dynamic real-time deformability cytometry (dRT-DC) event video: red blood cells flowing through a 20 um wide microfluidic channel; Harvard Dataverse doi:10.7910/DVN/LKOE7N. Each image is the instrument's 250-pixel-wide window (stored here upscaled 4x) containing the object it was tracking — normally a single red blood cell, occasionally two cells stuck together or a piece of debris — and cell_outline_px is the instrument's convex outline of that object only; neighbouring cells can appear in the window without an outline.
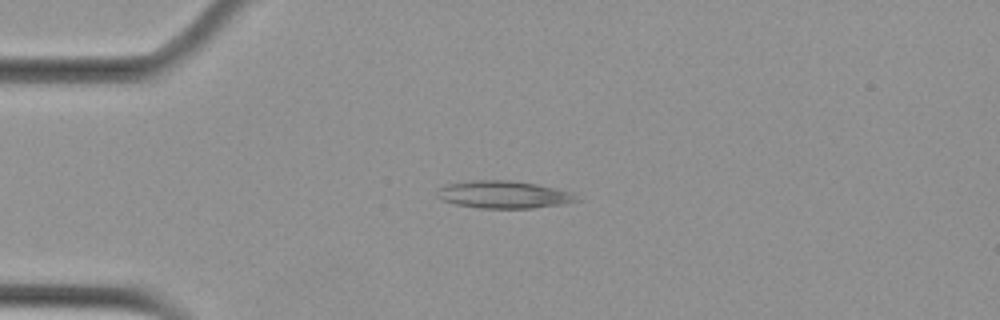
{"species": "Egyptian fruit bat (a non-hibernating species)", "species_latin": "Rousettus aegyptiacus", "temperature_condition": "cold", "stored_images_in_passage": 3, "camera_frame_rate_fps": 3000, "um_per_image_px": 0.085, "animal": {"sex": "female"}, "frame": {"image": 1, "passage_image": 3, "time_ms": 0.667, "image_size_px": [1000, 320], "cell_outline_px": [[584, 200], [560, 204], [532, 208], [480, 208], [456, 204], [440, 200], [436, 196], [436, 192], [444, 184], [472, 180], [512, 180], [536, 184], [572, 192]], "centroid_in_image_um": [42.8, 16.53], "position_along_channel_um": 42.2, "area_um2": 22.48}}